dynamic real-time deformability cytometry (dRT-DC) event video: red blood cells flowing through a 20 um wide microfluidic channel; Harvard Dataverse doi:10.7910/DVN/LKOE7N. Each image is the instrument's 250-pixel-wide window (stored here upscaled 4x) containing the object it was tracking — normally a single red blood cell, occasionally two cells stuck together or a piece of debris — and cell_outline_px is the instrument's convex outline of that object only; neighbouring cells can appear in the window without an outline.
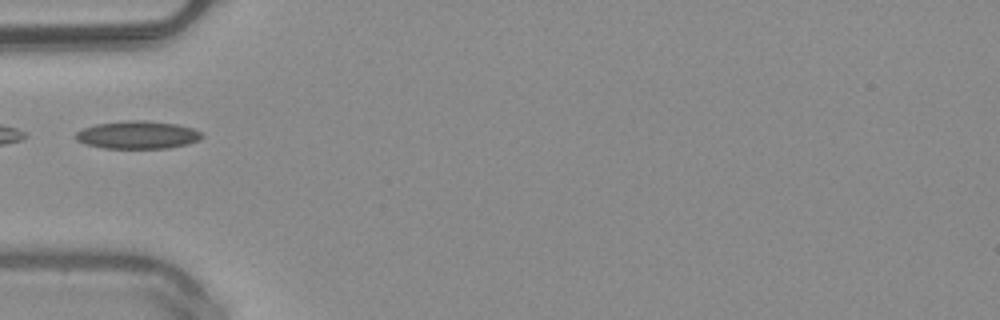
{"species": "common noctule bat (a hibernating species)", "species_latin": "Nyctalus noctula", "temperature_condition": "warm", "stored_images_in_passage": 32, "camera_frame_rate_fps": 3000, "um_per_image_px": 0.085, "animal": {"sex": "male", "body_mass_g": 20.4}, "frame": {"image": 1, "passage_image": 1, "time_ms": 0.0, "image_size_px": [1000, 320], "cell_outline_px": [[204, 136], [188, 144], [168, 148], [104, 148], [84, 144], [76, 140], [72, 136], [76, 132], [84, 128], [96, 124], [128, 120], [140, 120], [180, 124], [192, 128], [200, 132]], "centroid_in_image_um": [11.66, 11.46], "position_along_channel_um": 73.3, "area_um2": 20.52}}
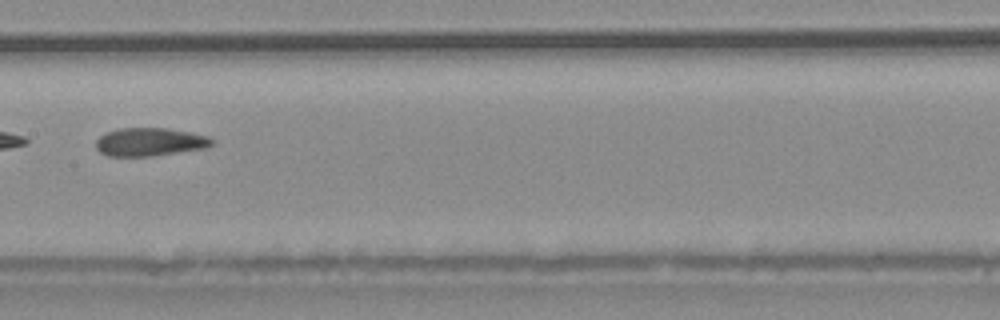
{"frame": {"image": 2, "passage_image": 10, "time_ms": 3.0, "image_size_px": [1000, 320], "cell_outline_px": [[216, 140], [208, 148], [152, 156], [108, 156], [100, 152], [96, 148], [96, 140], [100, 136], [108, 132], [120, 128], [168, 128], [208, 136]], "centroid_in_image_um": [12.76, 12.07], "position_along_channel_um": 194.6, "area_um2": 19.13}}